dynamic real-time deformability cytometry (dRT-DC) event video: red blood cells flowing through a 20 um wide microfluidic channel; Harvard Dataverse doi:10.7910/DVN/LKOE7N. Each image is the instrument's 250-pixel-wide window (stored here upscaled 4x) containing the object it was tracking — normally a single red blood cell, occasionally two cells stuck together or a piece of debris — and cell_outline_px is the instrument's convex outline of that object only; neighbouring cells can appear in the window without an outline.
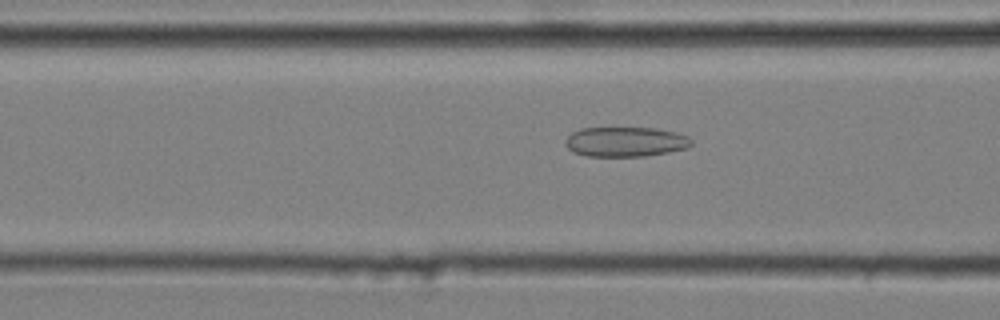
{"species": "common noctule bat (a hibernating species)", "species_latin": "Nyctalus noctula", "temperature_condition": "cold", "stored_images_in_passage": 49, "camera_frame_rate_fps": 3000, "um_per_image_px": 0.085, "animal": {"sex": "male", "body_mass_g": 20.4}, "frame": {"image": 1, "passage_image": 21, "time_ms": 6.667, "image_size_px": [1000, 320], "cell_outline_px": [[692, 144], [688, 148], [668, 152], [644, 156], [588, 156], [572, 152], [564, 144], [564, 140], [572, 132], [580, 128], [656, 128], [676, 132], [688, 136], [692, 140]], "centroid_in_image_um": [53.16, 12.05], "position_along_channel_um": 113.4, "area_um2": 22.02}}
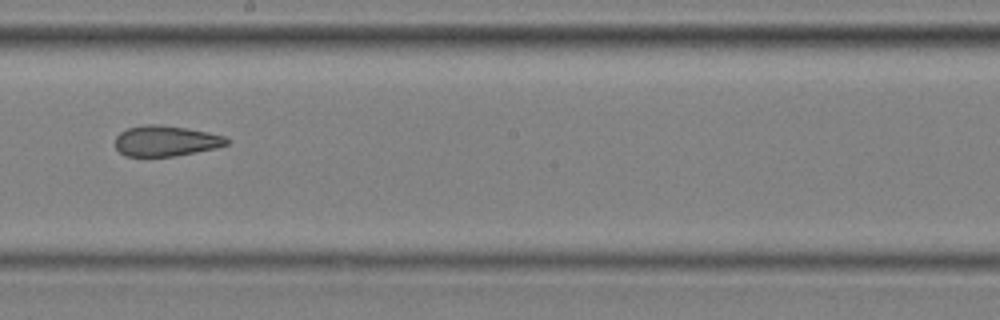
{"frame": {"image": 2, "passage_image": 31, "time_ms": 10.0, "image_size_px": [1000, 320], "cell_outline_px": [[228, 144], [216, 148], [176, 156], [124, 156], [116, 148], [116, 136], [120, 132], [128, 128], [148, 124], [160, 124], [188, 128], [208, 132], [224, 136], [228, 140]], "centroid_in_image_um": [14.09, 11.97], "position_along_channel_um": 234.1, "area_um2": 19.88}}
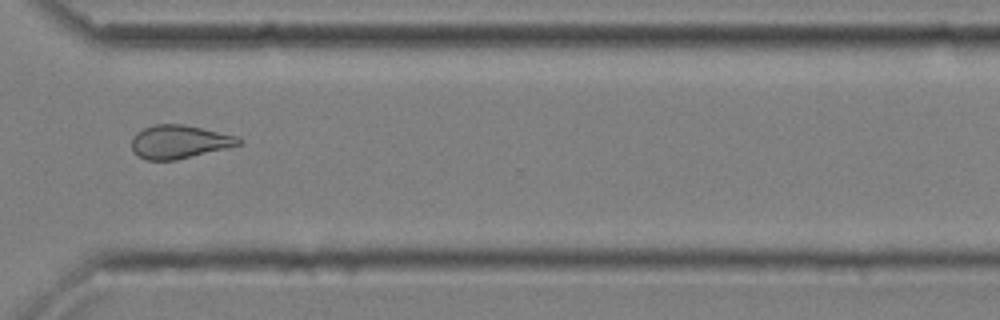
{"frame": {"image": 3, "passage_image": 41, "time_ms": 13.333, "image_size_px": [1000, 320], "cell_outline_px": [[244, 140], [240, 144], [176, 160], [148, 160], [140, 156], [132, 148], [132, 136], [136, 132], [144, 128], [156, 124], [184, 124], [236, 136]], "centroid_in_image_um": [15.22, 12.04], "position_along_channel_um": 355.4, "area_um2": 20.46}, "authors_computed_cell_mechanics": {"area_um2": 21.097, "velocity_mm_per_s": 3.6192, "shape_relaxation_time_tau1_ms": null, "shape_relaxation_time_tau2_ms": 3.1118, "deformation_change_tau1": null, "deformation_change_tau2": 0.1095}}